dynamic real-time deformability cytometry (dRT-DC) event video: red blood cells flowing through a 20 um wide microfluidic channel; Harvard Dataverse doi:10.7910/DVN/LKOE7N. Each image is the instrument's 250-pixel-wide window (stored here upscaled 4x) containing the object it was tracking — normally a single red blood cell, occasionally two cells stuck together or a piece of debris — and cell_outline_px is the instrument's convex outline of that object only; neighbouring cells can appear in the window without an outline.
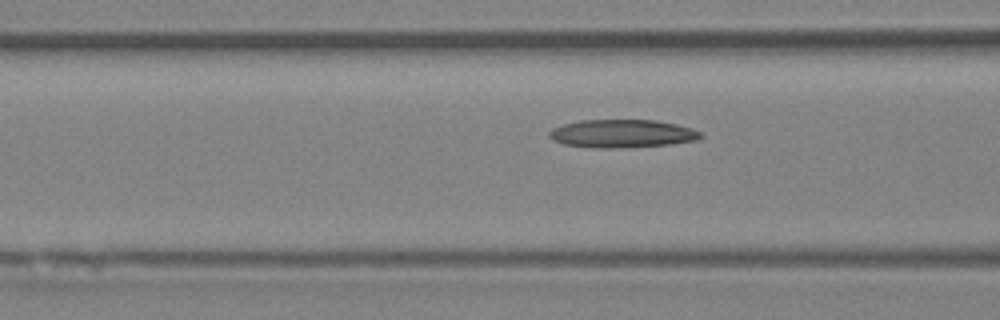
{"species": "Egyptian fruit bat (a non-hibernating species)", "species_latin": "Rousettus aegyptiacus", "temperature_condition": "room temperature", "stored_images_in_passage": 33, "camera_frame_rate_fps": 3000, "um_per_image_px": 0.085, "animal": {"sex": "female"}, "frame": {"image": 1, "passage_image": 19, "time_ms": 6.0, "image_size_px": [1000, 320], "cell_outline_px": [[704, 136], [696, 140], [672, 144], [624, 148], [592, 148], [564, 144], [552, 140], [548, 136], [548, 132], [552, 128], [564, 124], [580, 120], [656, 120], [676, 124], [692, 128], [700, 132]], "centroid_in_image_um": [52.87, 11.36], "position_along_channel_um": 113.7, "area_um2": 25.03}}